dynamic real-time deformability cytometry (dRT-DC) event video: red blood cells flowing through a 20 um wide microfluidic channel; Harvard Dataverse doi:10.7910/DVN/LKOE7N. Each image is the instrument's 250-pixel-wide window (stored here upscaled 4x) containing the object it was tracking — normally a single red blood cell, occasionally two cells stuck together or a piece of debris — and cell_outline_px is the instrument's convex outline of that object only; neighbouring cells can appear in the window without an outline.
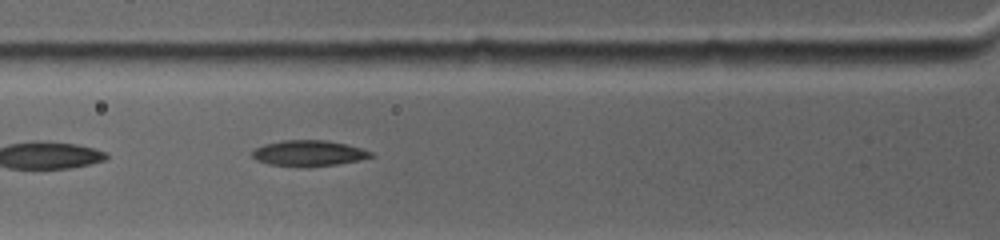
{"species": "common noctule bat (a hibernating species)", "species_latin": "Nyctalus noctula", "temperature_condition": "warm", "stored_images_in_passage": 4, "camera_frame_rate_fps": 4500, "um_per_image_px": 0.085, "animal": {"sex": "female", "body_mass_g": 19.0, "forearm_length_mm": 53.3}, "frame": {"image": 1, "passage_image": 4, "time_ms": 2.222, "image_size_px": [1000, 240], "cell_outline_px": [[376, 156], [360, 160], [336, 164], [308, 168], [268, 164], [256, 160], [252, 156], [252, 152], [256, 148], [264, 144], [284, 140], [328, 140], [360, 148], [372, 152]], "centroid_in_image_um": [26.24, 13.04], "position_along_channel_um": 99.6, "area_um2": 17.98}}